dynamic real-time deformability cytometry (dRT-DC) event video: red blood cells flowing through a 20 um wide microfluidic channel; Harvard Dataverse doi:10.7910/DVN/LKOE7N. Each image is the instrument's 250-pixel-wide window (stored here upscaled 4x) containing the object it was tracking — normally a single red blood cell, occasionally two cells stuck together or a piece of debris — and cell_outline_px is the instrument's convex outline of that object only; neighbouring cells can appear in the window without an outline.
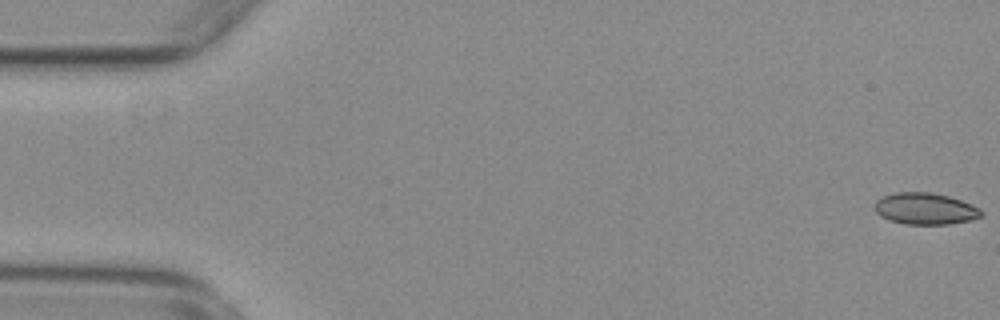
{"species": "common noctule bat (a hibernating species)", "species_latin": "Nyctalus noctula", "temperature_condition": "warm", "stored_images_in_passage": 13, "camera_frame_rate_fps": 3000, "um_per_image_px": 0.085, "animal": {"sex": "female", "body_mass_g": 29.2, "forearm_length_mm": 56.3}, "frame": {"image": 1, "passage_image": 1, "time_ms": 0.0, "image_size_px": [1000, 320], "cell_outline_px": [[984, 216], [972, 220], [948, 224], [904, 224], [888, 220], [880, 216], [876, 212], [876, 200], [884, 196], [896, 192], [932, 192], [948, 196], [972, 204], [980, 208], [984, 212]], "centroid_in_image_um": [78.69, 17.74], "position_along_channel_um": 6.3, "area_um2": 19.77}}